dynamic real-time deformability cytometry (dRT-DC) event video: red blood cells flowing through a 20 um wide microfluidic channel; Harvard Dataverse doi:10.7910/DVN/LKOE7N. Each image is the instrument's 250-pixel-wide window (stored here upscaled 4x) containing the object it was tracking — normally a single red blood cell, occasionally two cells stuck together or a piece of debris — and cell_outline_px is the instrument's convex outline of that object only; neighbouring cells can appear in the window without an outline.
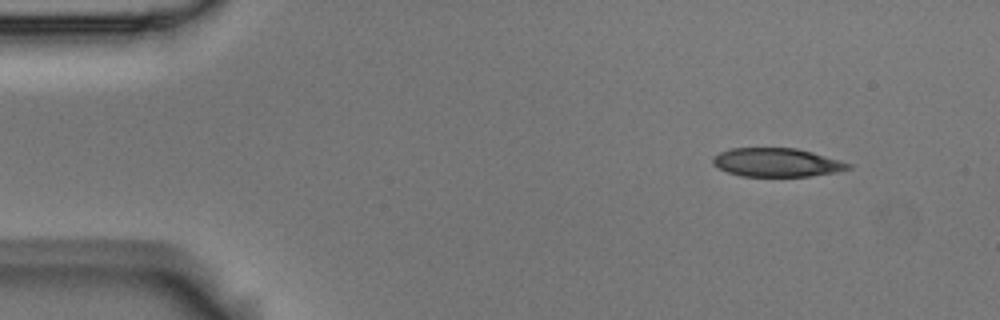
{"species": "Egyptian fruit bat (a non-hibernating species)", "species_latin": "Rousettus aegyptiacus", "temperature_condition": "room temperature", "stored_images_in_passage": 4, "camera_frame_rate_fps": 3000, "um_per_image_px": 0.085, "animal": {"sex": "male"}, "frame": {"image": 1, "passage_image": 1, "time_ms": 0.0, "image_size_px": [1000, 320], "cell_outline_px": [[852, 168], [836, 172], [808, 176], [740, 176], [728, 172], [712, 164], [712, 156], [728, 148], [796, 148], [812, 152], [840, 160], [852, 164]], "centroid_in_image_um": [66.01, 13.8], "position_along_channel_um": 19.0, "area_um2": 22.6}}
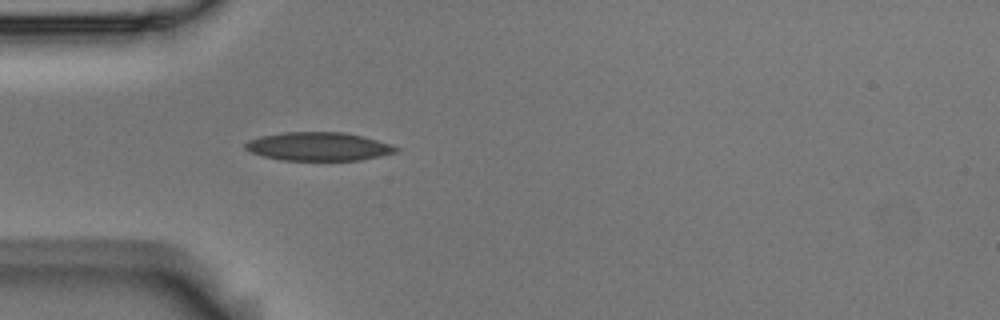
{"frame": {"image": 2, "passage_image": 4, "time_ms": 1.0, "image_size_px": [1000, 320], "cell_outline_px": [[400, 148], [396, 152], [380, 156], [360, 160], [280, 160], [264, 156], [252, 152], [244, 148], [244, 144], [248, 140], [260, 136], [284, 132], [344, 132], [364, 136], [392, 144]], "centroid_in_image_um": [27.09, 12.44], "position_along_channel_um": 57.9, "area_um2": 25.09}}